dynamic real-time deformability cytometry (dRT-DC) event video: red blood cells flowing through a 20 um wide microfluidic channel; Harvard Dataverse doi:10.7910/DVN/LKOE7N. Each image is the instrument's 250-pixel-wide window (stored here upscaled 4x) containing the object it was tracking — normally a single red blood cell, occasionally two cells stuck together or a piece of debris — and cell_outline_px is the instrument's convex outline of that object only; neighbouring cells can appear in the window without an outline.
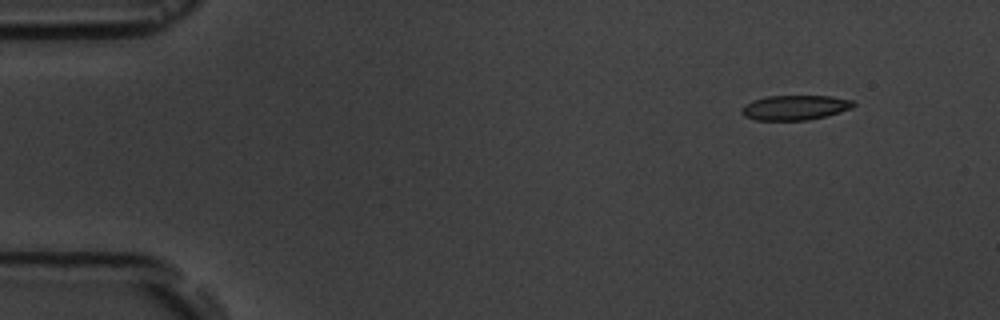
{"species": "common noctule bat (a hibernating species)", "species_latin": "Nyctalus noctula", "temperature_condition": "room temperature", "stored_images_in_passage": 5, "camera_frame_rate_fps": 3000, "um_per_image_px": 0.085, "animal": {"sex": "male", "body_mass_g": 19.5, "forearm_length_mm": 54.6}, "frame": {"image": 1, "passage_image": 1, "time_ms": 0.0, "image_size_px": [1000, 320], "cell_outline_px": [[856, 104], [852, 108], [824, 116], [808, 120], [756, 120], [744, 116], [740, 112], [740, 108], [744, 104], [752, 100], [768, 96], [832, 96], [852, 100]], "centroid_in_image_um": [67.53, 9.14], "position_along_channel_um": 17.5, "area_um2": 16.18}}
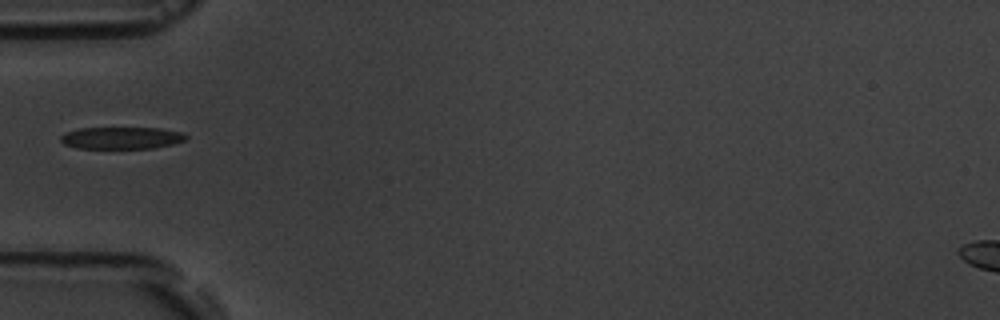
{"frame": {"image": 2, "passage_image": 4, "time_ms": 4.333, "image_size_px": [1000, 320], "cell_outline_px": [[188, 136], [184, 140], [172, 144], [156, 148], [80, 148], [64, 144], [60, 140], [60, 136], [64, 132], [80, 128], [160, 128], [184, 132]], "centroid_in_image_um": [10.34, 11.72], "position_along_channel_um": 74.7, "area_um2": 16.13}}
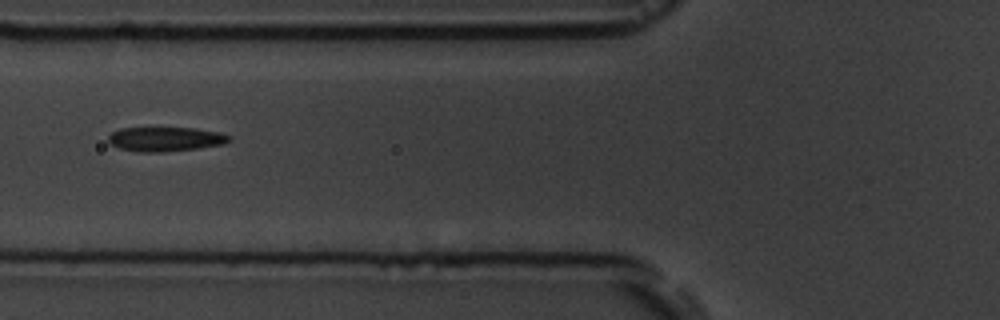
{"frame": {"image": 3, "passage_image": 5, "time_ms": 5.333, "image_size_px": [1000, 320], "cell_outline_px": [[232, 140], [224, 144], [196, 148], [164, 152], [136, 152], [120, 148], [108, 144], [108, 136], [112, 132], [120, 128], [196, 128], [220, 132], [232, 136]], "centroid_in_image_um": [14.06, 11.82], "position_along_channel_um": 111.7, "area_um2": 17.34}}